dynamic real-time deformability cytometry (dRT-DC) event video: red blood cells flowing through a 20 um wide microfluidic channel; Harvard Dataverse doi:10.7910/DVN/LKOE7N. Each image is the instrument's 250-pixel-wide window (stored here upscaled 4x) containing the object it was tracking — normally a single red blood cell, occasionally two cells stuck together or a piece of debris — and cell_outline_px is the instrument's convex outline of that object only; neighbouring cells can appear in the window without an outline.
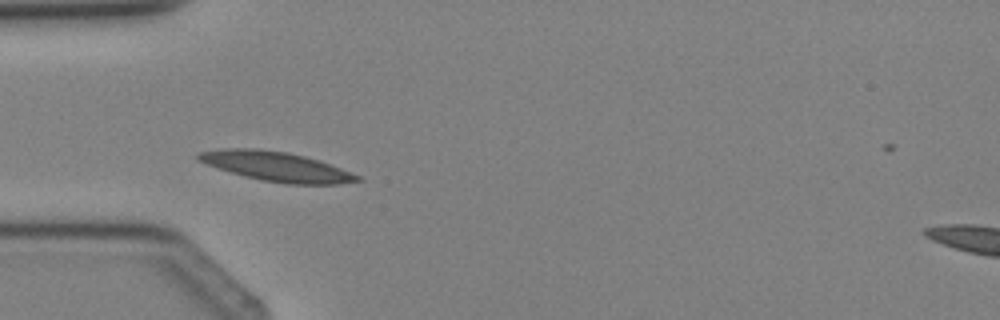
{"species": "Egyptian fruit bat (a non-hibernating species)", "species_latin": "Rousettus aegyptiacus", "temperature_condition": "cold", "stored_images_in_passage": 3, "camera_frame_rate_fps": 3000, "um_per_image_px": 0.085, "animal": {"sex": "female"}, "frame": {"image": 1, "passage_image": 2, "time_ms": 1.333, "image_size_px": [1000, 320], "cell_outline_px": [[364, 180], [340, 184], [288, 184], [260, 180], [244, 176], [196, 160], [196, 156], [200, 152], [220, 148], [256, 148], [288, 152], [320, 160], [360, 176]], "centroid_in_image_um": [23.51, 14.15], "position_along_channel_um": 61.5, "area_um2": 27.28}}
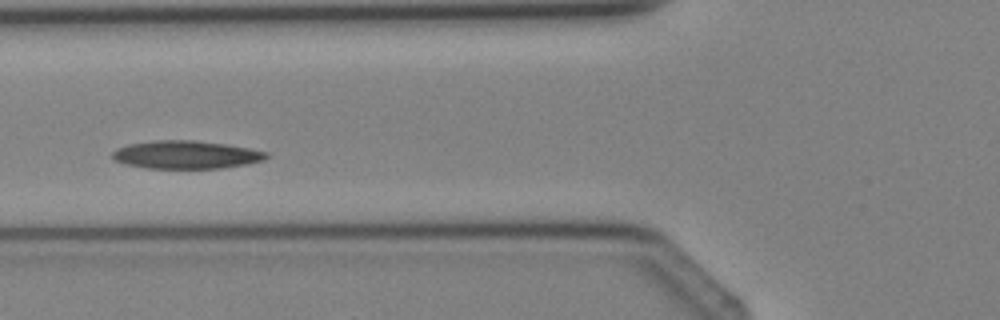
{"frame": {"image": 2, "passage_image": 3, "time_ms": 2.333, "image_size_px": [1000, 320], "cell_outline_px": [[268, 156], [264, 160], [248, 164], [220, 168], [148, 168], [124, 164], [112, 160], [112, 152], [116, 148], [128, 144], [156, 140], [196, 140], [228, 144], [252, 148], [268, 152]], "centroid_in_image_um": [15.82, 13.14], "position_along_channel_um": 110.0, "area_um2": 25.43}}